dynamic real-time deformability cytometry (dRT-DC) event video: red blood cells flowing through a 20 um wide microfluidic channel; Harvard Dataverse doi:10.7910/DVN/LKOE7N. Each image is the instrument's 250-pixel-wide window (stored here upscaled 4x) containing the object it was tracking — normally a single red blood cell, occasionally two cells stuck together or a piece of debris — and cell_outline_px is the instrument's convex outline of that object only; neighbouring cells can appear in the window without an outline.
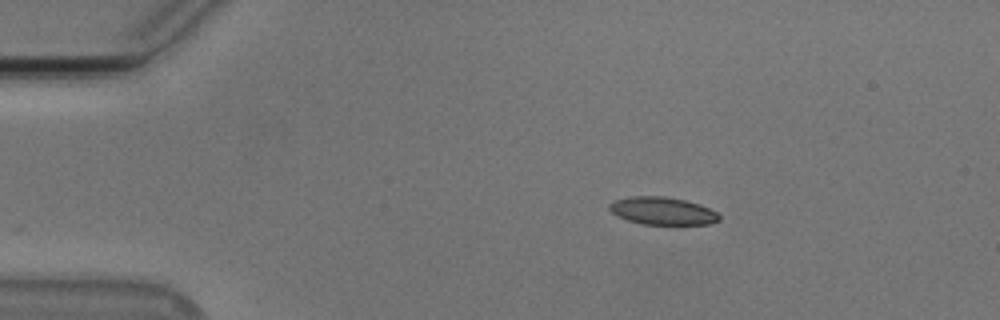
{"species": "Egyptian fruit bat (a non-hibernating species)", "species_latin": "Rousettus aegyptiacus", "temperature_condition": "cold", "stored_images_in_passage": 46, "camera_frame_rate_fps": 3000, "um_per_image_px": 0.085, "animal": {"sex": "male"}, "frame": {"image": 1, "passage_image": 1, "time_ms": 0.0, "image_size_px": [1000, 320], "cell_outline_px": [[720, 220], [708, 224], [640, 224], [616, 216], [608, 208], [608, 204], [616, 200], [628, 196], [664, 196], [684, 200], [700, 204], [716, 212], [720, 216]], "centroid_in_image_um": [56.28, 17.92], "position_along_channel_um": 28.7, "area_um2": 17.69}}
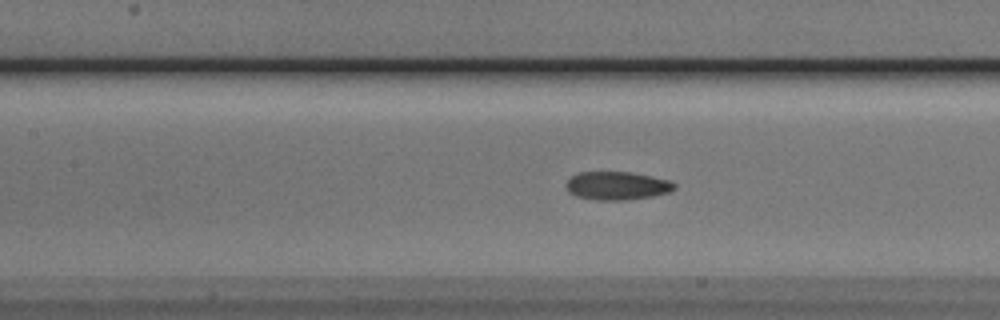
{"frame": {"image": 2, "passage_image": 16, "time_ms": 5.0, "image_size_px": [1000, 320], "cell_outline_px": [[676, 188], [672, 192], [652, 196], [628, 200], [596, 200], [576, 196], [568, 192], [564, 184], [572, 176], [580, 172], [632, 172], [672, 180], [676, 184]], "centroid_in_image_um": [52.49, 15.79], "position_along_channel_um": 154.9, "area_um2": 18.15}}
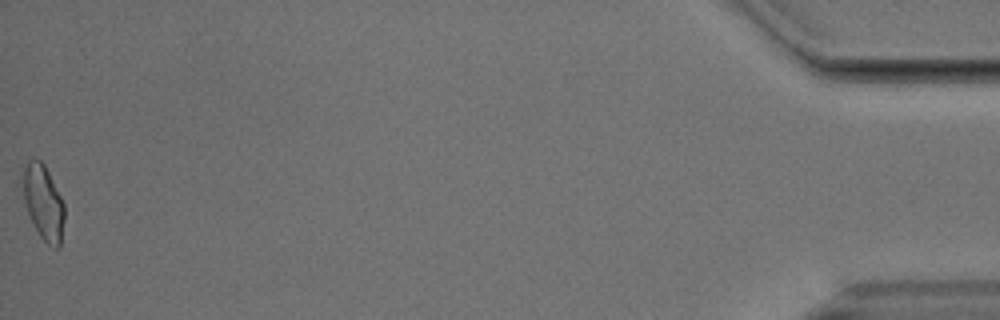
{"frame": {"image": 3, "passage_image": 46, "time_ms": 15.0, "image_size_px": [1000, 320], "cell_outline_px": [[64, 220], [60, 248], [56, 248], [48, 244], [40, 236], [32, 224], [24, 200], [24, 168], [28, 160], [32, 156], [40, 160], [44, 164], [64, 204]], "centroid_in_image_um": [3.7, 17.22], "position_along_channel_um": 431.5, "area_um2": 17.86}, "authors_computed_cell_mechanics": {"area_um2": 18.0336, "velocity_mm_per_s": 3.759, "shape_relaxation_time_tau1_ms": null, "shape_relaxation_time_tau2_ms": 2.6369, "deformation_change_tau1": null, "deformation_change_tau2": 0.0823}}